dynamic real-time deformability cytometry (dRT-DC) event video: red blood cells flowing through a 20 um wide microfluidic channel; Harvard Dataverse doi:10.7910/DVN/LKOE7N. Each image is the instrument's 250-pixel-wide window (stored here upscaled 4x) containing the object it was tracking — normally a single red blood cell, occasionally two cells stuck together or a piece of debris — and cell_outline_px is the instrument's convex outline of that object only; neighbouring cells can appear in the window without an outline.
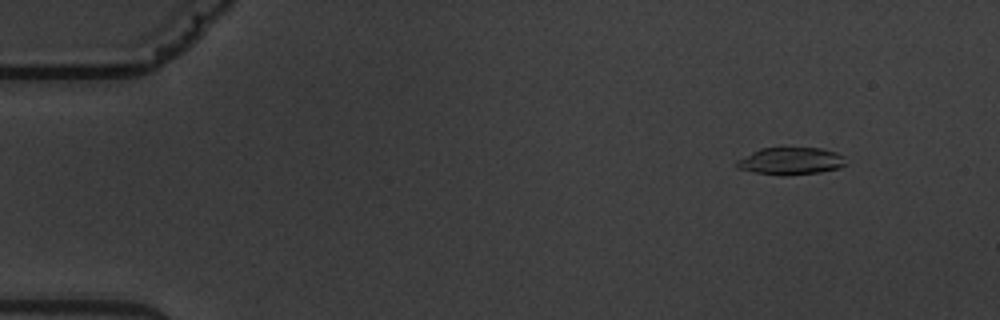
{"species": "common noctule bat (a hibernating species)", "species_latin": "Nyctalus noctula", "temperature_condition": "warm", "stored_images_in_passage": 5, "camera_frame_rate_fps": 3000, "um_per_image_px": 0.085, "animal": {"sex": "male", "body_mass_g": 19.5, "forearm_length_mm": 54.6}, "frame": {"image": 1, "passage_image": 2, "time_ms": 1.0, "image_size_px": [1000, 320], "cell_outline_px": [[848, 164], [840, 168], [820, 172], [784, 176], [780, 176], [756, 172], [736, 168], [736, 160], [760, 148], [820, 148], [836, 152], [844, 156]], "centroid_in_image_um": [67.24, 13.7], "position_along_channel_um": 17.8, "area_um2": 17.51}}
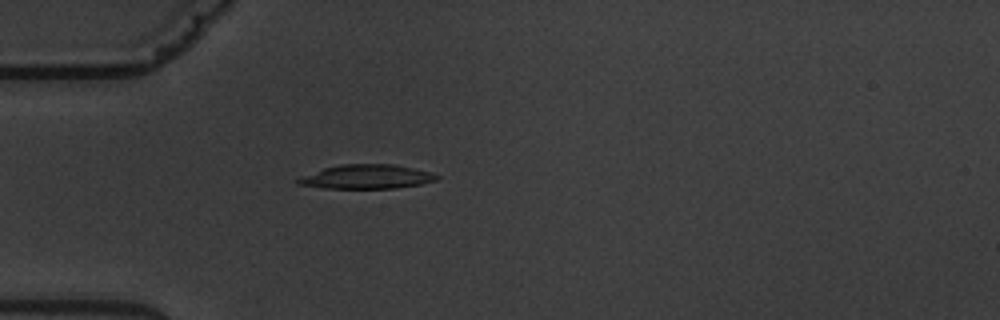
{"frame": {"image": 2, "passage_image": 5, "time_ms": 4.667, "image_size_px": [1000, 320], "cell_outline_px": [[440, 176], [436, 180], [420, 184], [396, 188], [324, 188], [296, 184], [296, 180], [304, 176], [324, 168], [340, 164], [396, 164], [432, 172]], "centroid_in_image_um": [31.2, 15.02], "position_along_channel_um": 53.8, "area_um2": 19.42}}